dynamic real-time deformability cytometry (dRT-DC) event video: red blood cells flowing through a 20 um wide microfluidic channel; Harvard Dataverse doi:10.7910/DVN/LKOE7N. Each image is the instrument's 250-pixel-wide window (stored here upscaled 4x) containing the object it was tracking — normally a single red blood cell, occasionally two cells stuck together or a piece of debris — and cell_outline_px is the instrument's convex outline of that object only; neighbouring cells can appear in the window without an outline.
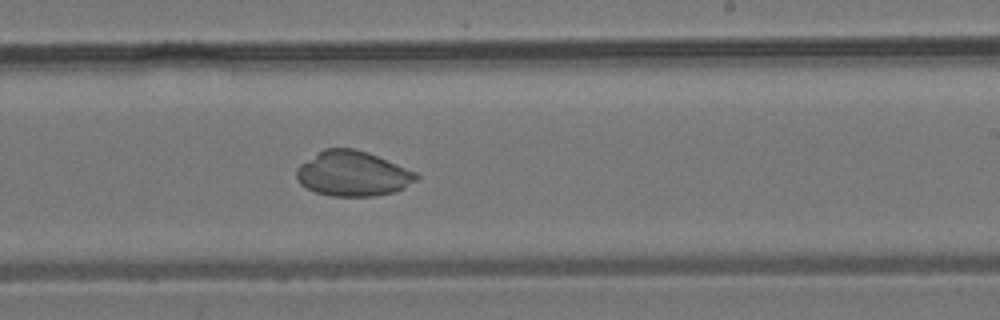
{"species": "common noctule bat (a hibernating species)", "species_latin": "Nyctalus noctula", "temperature_condition": "room temperature", "stored_images_in_passage": 29, "camera_frame_rate_fps": 3000, "um_per_image_px": 0.085, "animal": {"sex": "male", "body_mass_g": 19.2, "forearm_length_mm": 51.8}, "frame": {"image": 1, "passage_image": 13, "time_ms": 4.0, "image_size_px": [1000, 320], "cell_outline_px": [[420, 176], [416, 180], [404, 188], [396, 192], [376, 196], [332, 196], [316, 192], [300, 184], [296, 176], [296, 168], [300, 164], [324, 148], [352, 148], [368, 152], [416, 172]], "centroid_in_image_um": [29.99, 14.76], "position_along_channel_um": 259.0, "area_um2": 31.44}}
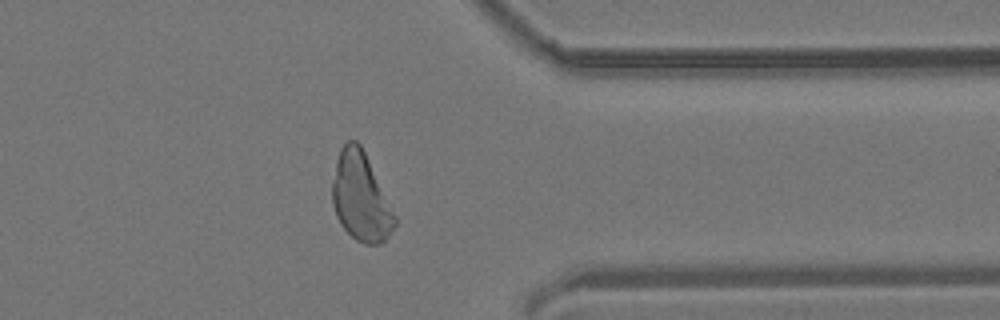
{"frame": {"image": 2, "passage_image": 21, "time_ms": 6.667, "image_size_px": [1000, 320], "cell_outline_px": [[396, 224], [388, 236], [380, 244], [364, 244], [356, 240], [340, 224], [336, 216], [332, 204], [332, 180], [336, 160], [340, 148], [348, 140], [356, 140], [360, 144], [396, 216]], "centroid_in_image_um": [30.63, 16.75], "position_along_channel_um": 380.8, "area_um2": 31.91}}